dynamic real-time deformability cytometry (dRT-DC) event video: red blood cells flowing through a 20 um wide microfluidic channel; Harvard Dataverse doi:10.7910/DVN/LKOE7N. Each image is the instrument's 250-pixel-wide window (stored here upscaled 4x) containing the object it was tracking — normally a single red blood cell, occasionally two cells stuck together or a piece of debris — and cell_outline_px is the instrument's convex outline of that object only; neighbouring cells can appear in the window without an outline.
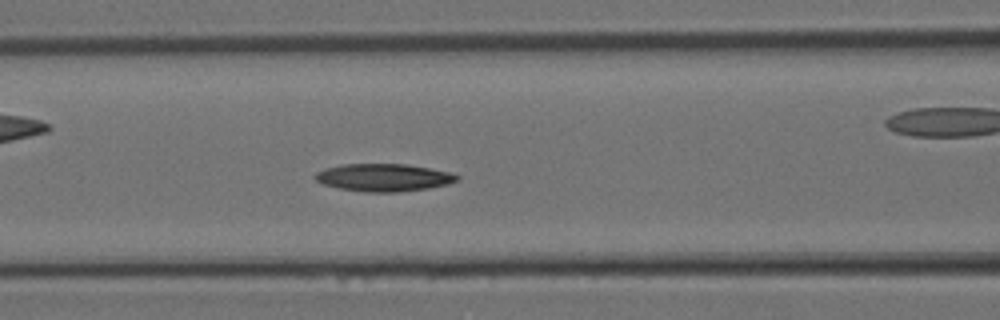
{"species": "Egyptian fruit bat (a non-hibernating species)", "species_latin": "Rousettus aegyptiacus", "temperature_condition": "room temperature", "stored_images_in_passage": 10, "camera_frame_rate_fps": 3000, "um_per_image_px": 0.085, "animal": {"sex": "female"}, "frame": {"image": 1, "passage_image": 7, "time_ms": 2.0, "image_size_px": [1000, 320], "cell_outline_px": [[460, 180], [448, 184], [428, 188], [396, 192], [364, 192], [340, 188], [324, 184], [316, 180], [312, 176], [316, 172], [324, 168], [344, 164], [404, 164], [452, 172], [460, 176]], "centroid_in_image_um": [32.62, 15.09], "position_along_channel_um": 134.0, "area_um2": 22.83}}